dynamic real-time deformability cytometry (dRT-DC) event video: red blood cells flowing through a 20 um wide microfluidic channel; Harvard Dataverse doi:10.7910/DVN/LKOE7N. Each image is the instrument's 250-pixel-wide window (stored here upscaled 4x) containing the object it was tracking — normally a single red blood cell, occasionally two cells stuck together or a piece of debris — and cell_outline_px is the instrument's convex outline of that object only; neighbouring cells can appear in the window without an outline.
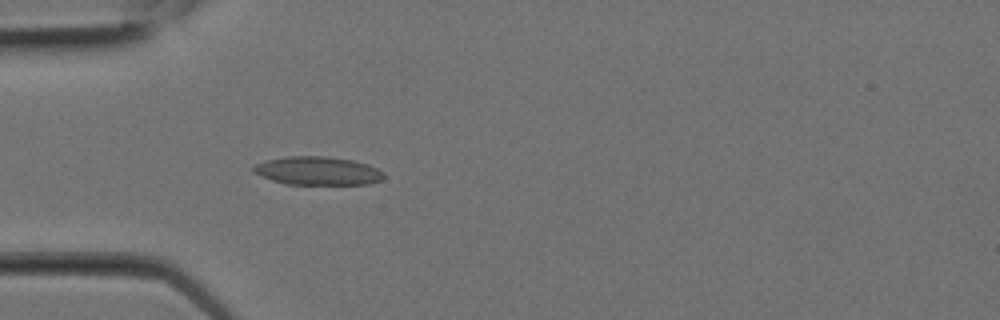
{"species": "Egyptian fruit bat (a non-hibernating species)", "species_latin": "Rousettus aegyptiacus", "temperature_condition": "room temperature", "stored_images_in_passage": 5, "camera_frame_rate_fps": 3000, "um_per_image_px": 0.085, "animal": {"sex": "female"}, "frame": {"image": 1, "passage_image": 5, "time_ms": 1.333, "image_size_px": [1000, 320], "cell_outline_px": [[384, 180], [368, 184], [284, 184], [272, 180], [252, 172], [248, 168], [256, 164], [268, 160], [288, 156], [328, 156], [352, 160], [368, 164], [384, 172]], "centroid_in_image_um": [27.0, 14.52], "position_along_channel_um": 58.0, "area_um2": 21.73}}